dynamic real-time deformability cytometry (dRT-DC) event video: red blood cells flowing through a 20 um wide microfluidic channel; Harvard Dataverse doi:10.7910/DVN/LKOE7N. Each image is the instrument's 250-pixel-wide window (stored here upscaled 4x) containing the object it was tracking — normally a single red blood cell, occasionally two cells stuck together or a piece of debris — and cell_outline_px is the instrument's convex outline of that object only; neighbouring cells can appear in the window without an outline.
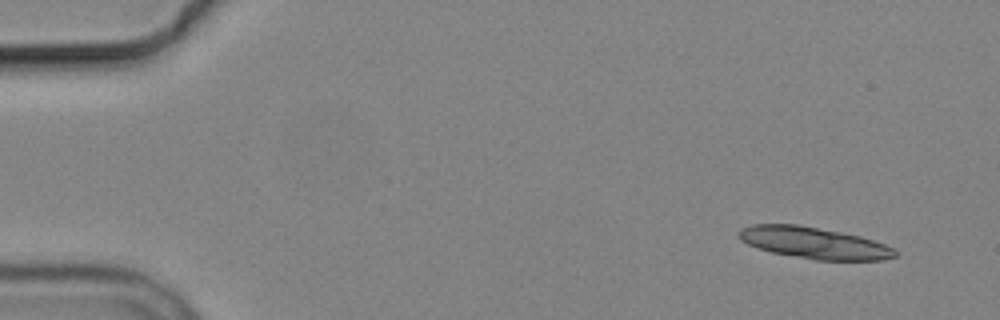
{"species": "common noctule bat (a hibernating species)", "species_latin": "Nyctalus noctula", "temperature_condition": "cold", "stored_images_in_passage": 6, "camera_frame_rate_fps": 3000, "um_per_image_px": 0.085, "animal": {"sex": "male", "body_mass_g": 19.2, "forearm_length_mm": 51.8}, "frame": {"image": 1, "passage_image": 1, "time_ms": 0.0, "image_size_px": [1000, 320], "cell_outline_px": [[896, 256], [880, 260], [816, 260], [772, 252], [756, 248], [740, 240], [736, 236], [736, 232], [740, 228], [752, 224], [796, 224], [840, 232], [860, 236], [896, 248]], "centroid_in_image_um": [69.13, 20.64], "position_along_channel_um": 15.9, "area_um2": 28.73}}
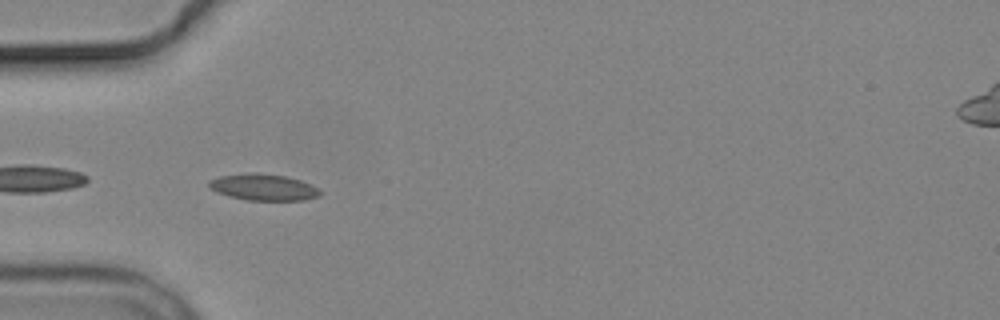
{"frame": {"image": 2, "passage_image": 5, "time_ms": 4.667, "image_size_px": [1000, 320], "cell_outline_px": [[320, 196], [304, 200], [248, 200], [228, 196], [216, 192], [208, 188], [208, 180], [220, 176], [252, 172], [256, 172], [284, 176], [300, 180], [316, 188], [320, 192]], "centroid_in_image_um": [22.32, 15.91], "position_along_channel_um": 62.7, "area_um2": 17.05}}